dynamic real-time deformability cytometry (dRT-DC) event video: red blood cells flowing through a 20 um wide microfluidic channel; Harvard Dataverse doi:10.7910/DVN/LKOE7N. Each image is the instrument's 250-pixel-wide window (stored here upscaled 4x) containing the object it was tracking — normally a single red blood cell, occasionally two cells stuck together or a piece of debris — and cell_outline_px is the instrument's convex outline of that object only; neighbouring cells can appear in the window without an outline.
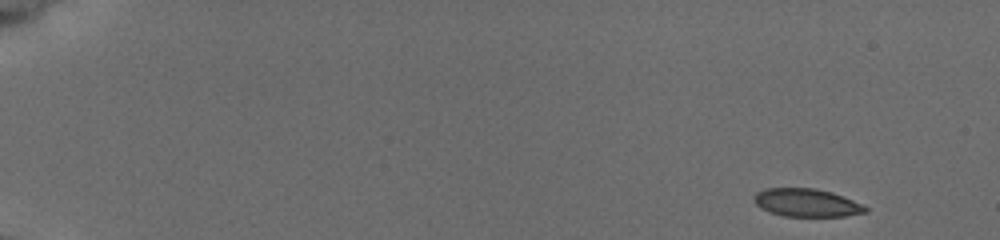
{"species": "common noctule bat (a hibernating species)", "species_latin": "Nyctalus noctula", "temperature_condition": "cold", "stored_images_in_passage": 52, "camera_frame_rate_fps": 3000, "um_per_image_px": 0.085, "animal": {"sex": "female", "body_mass_g": 19.5, "forearm_length_mm": 54.1}, "frame": {"image": 1, "passage_image": 1, "time_ms": 0.0, "image_size_px": [1000, 240], "cell_outline_px": [[868, 212], [844, 216], [784, 216], [760, 208], [752, 200], [752, 196], [756, 192], [764, 188], [816, 188], [832, 192], [852, 200], [868, 208]], "centroid_in_image_um": [68.52, 17.22], "position_along_channel_um": 16.5, "area_um2": 18.21}}
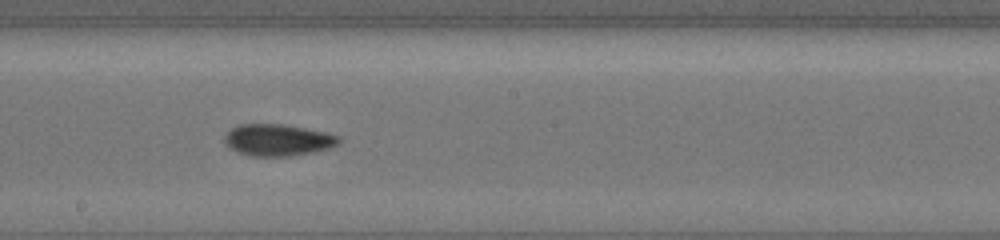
{"frame": {"image": 2, "passage_image": 30, "time_ms": 9.667, "image_size_px": [1000, 240], "cell_outline_px": [[340, 144], [316, 152], [292, 156], [248, 156], [236, 152], [228, 148], [224, 140], [224, 136], [232, 128], [240, 124], [284, 124], [328, 132], [340, 136]], "centroid_in_image_um": [23.63, 11.91], "position_along_channel_um": 224.6, "area_um2": 21.5}}
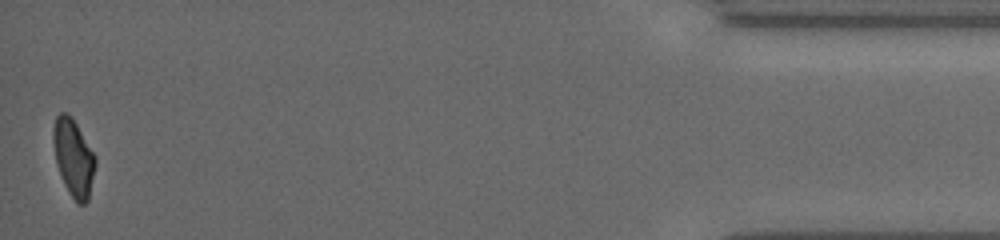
{"frame": {"image": 3, "passage_image": 52, "time_ms": 17.0, "image_size_px": [1000, 240], "cell_outline_px": [[96, 164], [88, 200], [84, 204], [76, 204], [68, 192], [64, 184], [56, 164], [52, 140], [52, 132], [56, 116], [60, 112], [68, 112], [72, 116], [96, 156]], "centroid_in_image_um": [6.24, 13.39], "position_along_channel_um": 429.0, "area_um2": 19.25}, "authors_computed_cell_mechanics": {"area_um2": 20.0566, "velocity_mm_per_s": 3.7864, "shape_relaxation_time_tau1_ms": 7.3949, "shape_relaxation_time_tau2_ms": 4.2348, "deformation_change_tau1": 0.1462, "deformation_change_tau2": 0.0822}}